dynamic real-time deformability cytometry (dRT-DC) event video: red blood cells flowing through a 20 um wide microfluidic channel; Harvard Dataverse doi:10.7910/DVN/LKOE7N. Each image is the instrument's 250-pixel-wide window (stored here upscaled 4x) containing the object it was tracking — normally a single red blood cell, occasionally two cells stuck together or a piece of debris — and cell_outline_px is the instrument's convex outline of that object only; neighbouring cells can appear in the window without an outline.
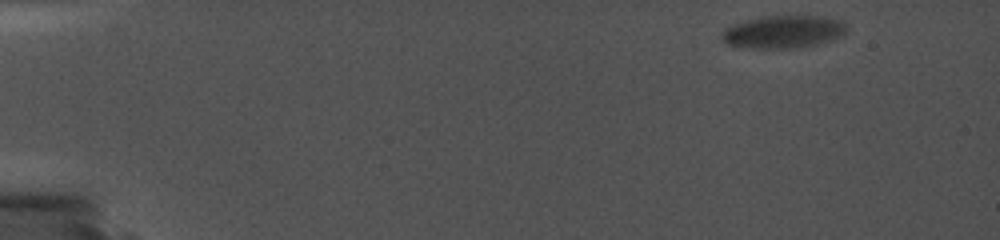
{"species": "common noctule bat (a hibernating species)", "species_latin": "Nyctalus noctula", "temperature_condition": "cold", "stored_images_in_passage": 7, "camera_frame_rate_fps": 5000, "um_per_image_px": 0.085, "animal": {"sex": "female", "body_mass_g": 19.0, "forearm_length_mm": 56.7}, "frame": {"image": 1, "passage_image": 1, "time_ms": 0.0, "image_size_px": [1000, 240], "cell_outline_px": [[844, 32], [828, 40], [816, 44], [796, 48], [752, 48], [728, 44], [724, 40], [724, 28], [748, 20], [764, 16], [816, 16], [836, 20], [844, 24]], "centroid_in_image_um": [66.53, 2.71], "position_along_channel_um": 18.5, "area_um2": 22.77}}
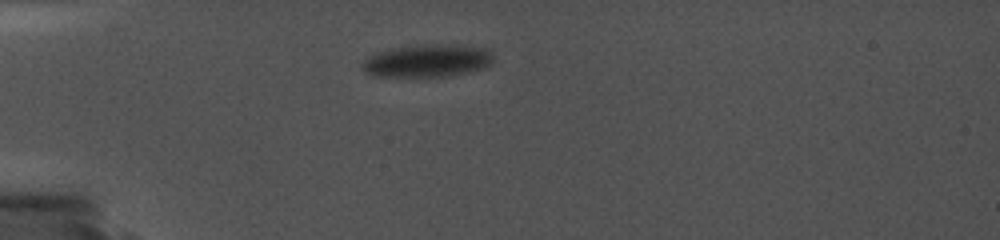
{"frame": {"image": 2, "passage_image": 5, "time_ms": 4.2, "image_size_px": [1000, 240], "cell_outline_px": [[492, 64], [484, 68], [472, 72], [448, 76], [372, 76], [364, 72], [360, 64], [368, 56], [376, 52], [392, 48], [420, 44], [436, 44], [484, 48], [492, 52]], "centroid_in_image_um": [36.29, 5.17], "position_along_channel_um": 48.7, "area_um2": 25.09}}